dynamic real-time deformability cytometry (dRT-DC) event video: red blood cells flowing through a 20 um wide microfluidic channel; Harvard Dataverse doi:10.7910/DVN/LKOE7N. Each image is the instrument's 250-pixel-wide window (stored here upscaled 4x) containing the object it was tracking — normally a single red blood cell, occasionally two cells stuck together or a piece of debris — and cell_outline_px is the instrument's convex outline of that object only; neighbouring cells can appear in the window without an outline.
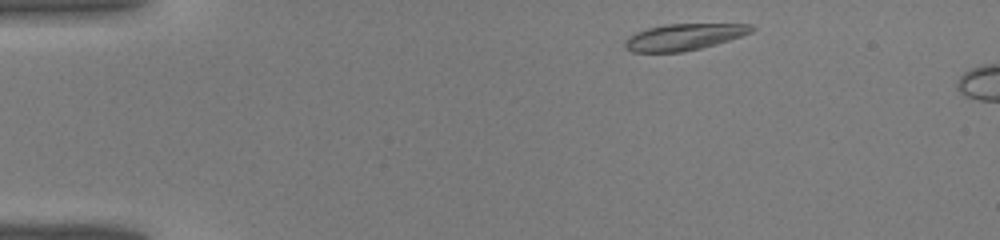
{"species": "common noctule bat (a hibernating species)", "species_latin": "Nyctalus noctula", "temperature_condition": "warm", "stored_images_in_passage": 6, "camera_frame_rate_fps": 3000, "um_per_image_px": 0.085, "animal": {"sex": "male", "body_mass_g": 19.0, "forearm_length_mm": 50.8}, "frame": {"image": 1, "passage_image": 2, "time_ms": 0.333, "image_size_px": [1000, 240], "cell_outline_px": [[756, 28], [752, 32], [716, 44], [700, 48], [680, 52], [632, 52], [624, 48], [624, 40], [628, 36], [636, 32], [648, 28], [664, 24], [752, 24]], "centroid_in_image_um": [58.1, 3.14], "position_along_channel_um": 26.9, "area_um2": 19.54}}